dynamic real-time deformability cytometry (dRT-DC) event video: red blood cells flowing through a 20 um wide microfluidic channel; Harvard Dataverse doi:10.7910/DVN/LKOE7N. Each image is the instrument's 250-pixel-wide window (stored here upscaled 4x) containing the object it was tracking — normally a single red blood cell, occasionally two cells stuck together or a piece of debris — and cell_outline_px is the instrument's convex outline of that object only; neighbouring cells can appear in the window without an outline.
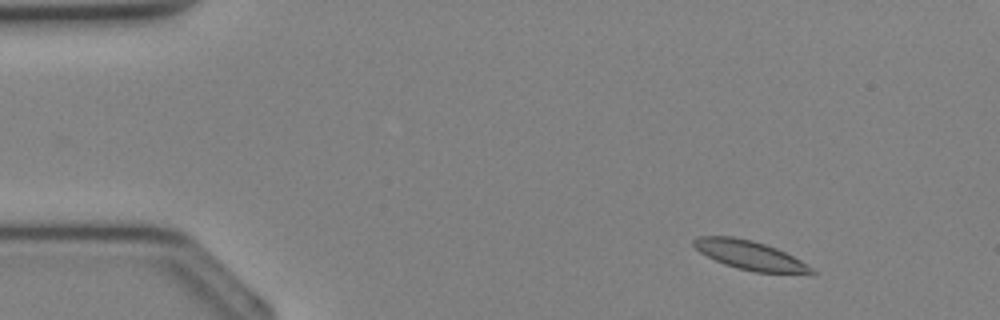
{"species": "Egyptian fruit bat (a non-hibernating species)", "species_latin": "Rousettus aegyptiacus", "temperature_condition": "cold", "stored_images_in_passage": 36, "segment_of_instrument_passage": [1, 2], "camera_frame_rate_fps": 3000, "um_per_image_px": 0.085, "animal": {"sex": "female"}, "frame": {"image": 1, "passage_image": 3, "time_ms": 0.667, "image_size_px": [1000, 320], "cell_outline_px": [[816, 272], [812, 276], [756, 272], [724, 264], [700, 252], [692, 244], [692, 240], [700, 236], [732, 236], [752, 240], [776, 248], [800, 260], [812, 268]], "centroid_in_image_um": [63.82, 21.73], "position_along_channel_um": 21.2, "area_um2": 20.06}}
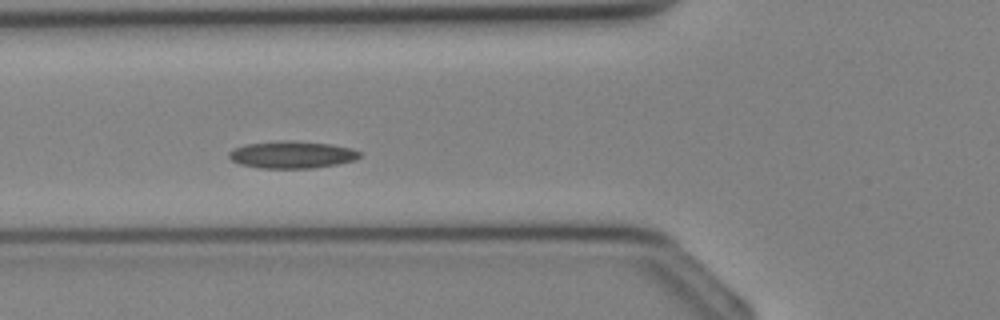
{"frame": {"image": 2, "passage_image": 12, "time_ms": 3.667, "image_size_px": [1000, 320], "cell_outline_px": [[360, 156], [356, 160], [336, 164], [312, 168], [260, 168], [240, 164], [232, 160], [228, 156], [228, 152], [232, 148], [244, 144], [284, 140], [292, 140], [328, 144], [352, 148], [360, 152]], "centroid_in_image_um": [24.78, 13.14], "position_along_channel_um": 101.0, "area_um2": 20.75}}
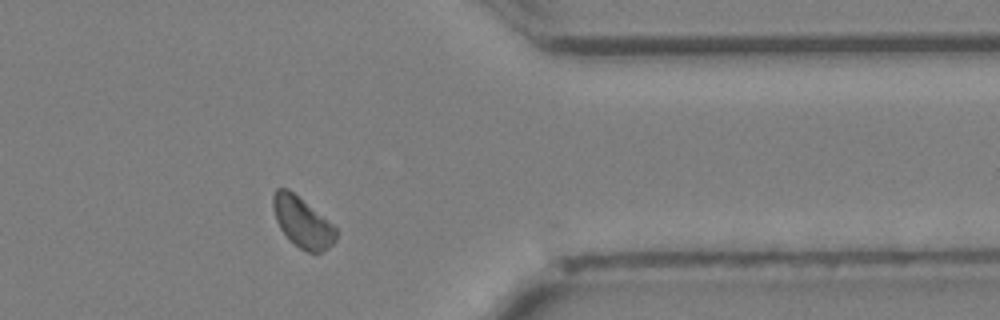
{"frame": {"image": 3, "passage_image": 28, "time_ms": 9.0, "image_size_px": [1000, 320], "cell_outline_px": [[336, 240], [328, 248], [320, 252], [308, 252], [300, 248], [280, 228], [276, 220], [272, 204], [272, 192], [276, 188], [288, 188], [332, 224], [336, 228]], "centroid_in_image_um": [25.68, 18.86], "position_along_channel_um": 385.7, "area_um2": 18.03}}